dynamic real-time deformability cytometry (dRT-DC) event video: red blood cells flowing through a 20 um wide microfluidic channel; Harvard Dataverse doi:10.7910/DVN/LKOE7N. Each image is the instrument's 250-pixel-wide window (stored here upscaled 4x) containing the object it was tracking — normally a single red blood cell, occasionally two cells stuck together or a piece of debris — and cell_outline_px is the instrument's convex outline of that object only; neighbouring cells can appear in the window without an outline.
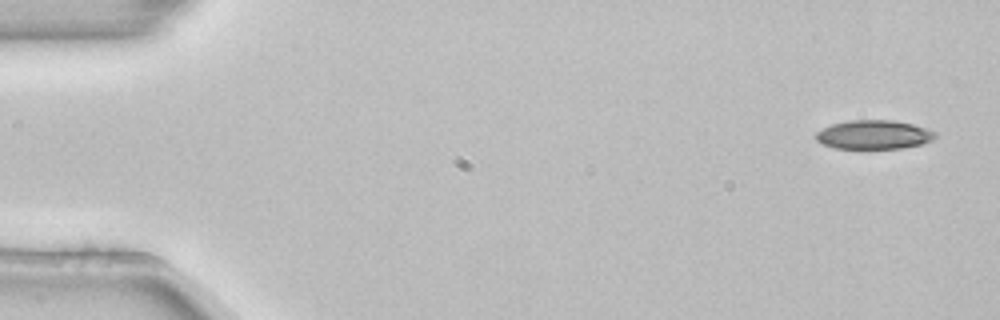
{"species": "common noctule bat (a hibernating species)", "species_latin": "Nyctalus noctula", "temperature_condition": "room temperature", "stored_images_in_passage": 4, "camera_frame_rate_fps": 3000, "um_per_image_px": 0.085, "animal": {"sex": "female", "body_mass_g": 22.7, "forearm_length_mm": 54.2}, "frame": {"image": 1, "passage_image": 1, "time_ms": 0.0, "image_size_px": [1000, 320], "cell_outline_px": [[936, 136], [932, 140], [920, 144], [904, 148], [836, 148], [824, 144], [816, 140], [816, 132], [832, 124], [848, 120], [892, 120], [912, 124], [928, 128], [936, 132]], "centroid_in_image_um": [74.3, 11.44], "position_along_channel_um": 10.7, "area_um2": 20.0}}